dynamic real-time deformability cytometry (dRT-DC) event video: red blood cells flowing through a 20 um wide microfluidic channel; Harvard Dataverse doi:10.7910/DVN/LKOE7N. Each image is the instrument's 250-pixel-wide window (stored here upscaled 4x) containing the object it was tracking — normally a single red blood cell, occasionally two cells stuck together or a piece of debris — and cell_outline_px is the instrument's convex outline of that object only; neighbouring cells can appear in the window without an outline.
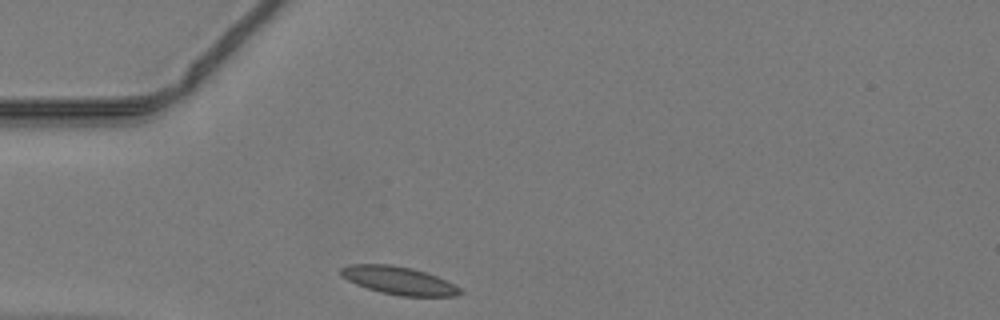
{"species": "common noctule bat (a hibernating species)", "species_latin": "Nyctalus noctula", "temperature_condition": "warm", "stored_images_in_passage": 29, "camera_frame_rate_fps": 3000, "um_per_image_px": 0.085, "animal": {"sex": "male", "body_mass_g": 19.2, "forearm_length_mm": 51.8}, "frame": {"image": 1, "passage_image": 1, "time_ms": 0.0, "image_size_px": [1000, 320], "cell_outline_px": [[464, 292], [456, 296], [400, 296], [380, 292], [356, 284], [340, 276], [340, 268], [348, 264], [392, 264], [412, 268], [436, 276], [460, 288]], "centroid_in_image_um": [33.86, 23.84], "position_along_channel_um": 51.1, "area_um2": 19.36}}
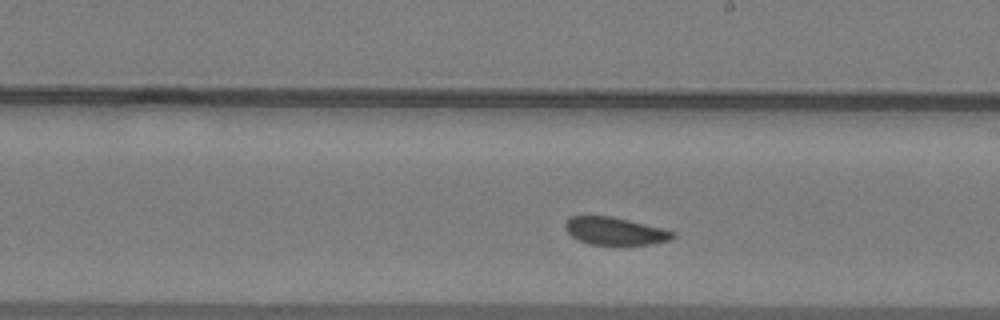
{"frame": {"image": 2, "passage_image": 15, "time_ms": 4.667, "image_size_px": [1000, 320], "cell_outline_px": [[676, 236], [668, 240], [656, 244], [588, 244], [576, 240], [564, 228], [564, 224], [572, 216], [612, 216], [660, 228], [672, 232]], "centroid_in_image_um": [52.22, 19.64], "position_along_channel_um": 236.8, "area_um2": 17.05}}
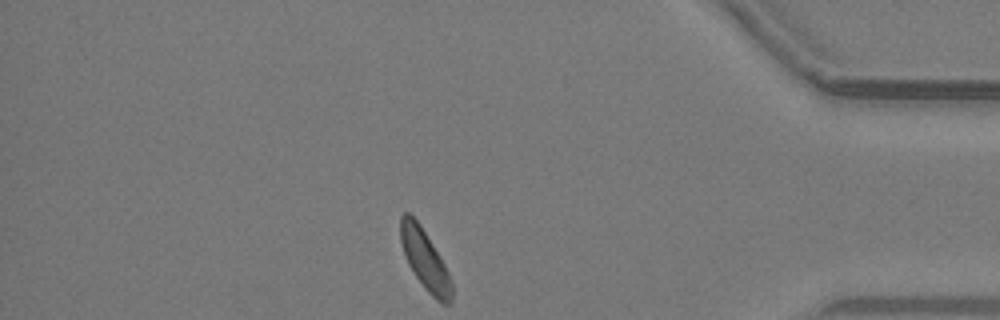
{"frame": {"image": 3, "passage_image": 29, "time_ms": 9.333, "image_size_px": [1000, 320], "cell_outline_px": [[452, 304], [444, 304], [436, 300], [428, 292], [416, 276], [408, 264], [404, 256], [400, 240], [400, 216], [404, 212], [408, 212], [420, 224], [444, 264], [448, 272], [452, 284]], "centroid_in_image_um": [36.1, 22.08], "position_along_channel_um": 399.1, "area_um2": 17.74}}